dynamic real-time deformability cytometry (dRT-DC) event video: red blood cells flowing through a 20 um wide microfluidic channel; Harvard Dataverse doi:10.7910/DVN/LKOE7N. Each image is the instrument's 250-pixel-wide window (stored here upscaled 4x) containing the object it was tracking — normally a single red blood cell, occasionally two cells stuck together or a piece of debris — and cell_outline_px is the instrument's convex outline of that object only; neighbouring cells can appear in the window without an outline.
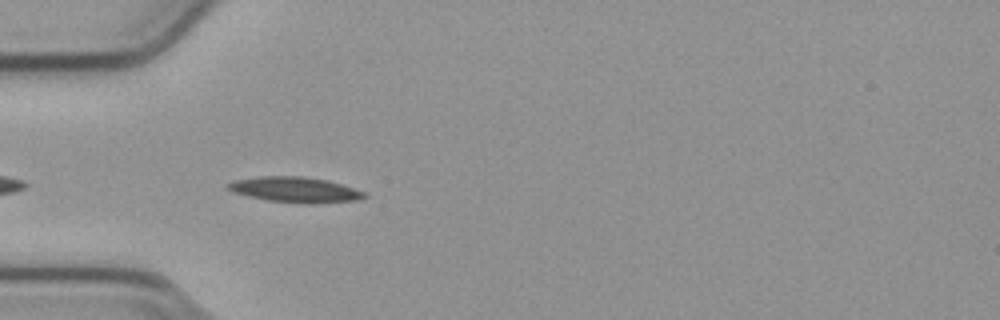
{"species": "common noctule bat (a hibernating species)", "species_latin": "Nyctalus noctula", "temperature_condition": "cold", "stored_images_in_passage": 12, "camera_frame_rate_fps": 3000, "um_per_image_px": 0.085, "animal": {"sex": "male", "body_mass_g": 23.1, "forearm_length_mm": 52.7}, "frame": {"image": 1, "passage_image": 3, "time_ms": 0.667, "image_size_px": [1000, 320], "cell_outline_px": [[368, 196], [356, 200], [308, 204], [304, 204], [268, 200], [248, 196], [232, 192], [224, 184], [236, 180], [260, 176], [304, 176], [328, 180], [364, 192]], "centroid_in_image_um": [25.05, 16.12], "position_along_channel_um": 59.9, "area_um2": 20.11}}
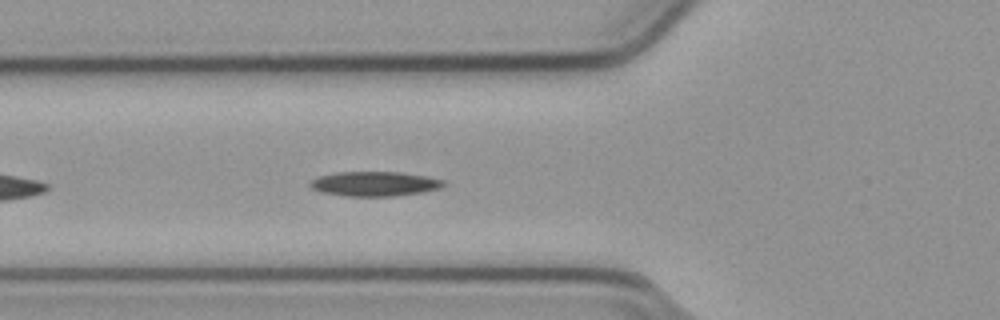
{"frame": {"image": 2, "passage_image": 6, "time_ms": 1.667, "image_size_px": [1000, 320], "cell_outline_px": [[444, 184], [440, 188], [424, 192], [396, 196], [348, 196], [320, 192], [312, 188], [308, 184], [312, 180], [320, 176], [336, 172], [400, 172], [428, 176], [444, 180]], "centroid_in_image_um": [31.86, 15.62], "position_along_channel_um": 93.9, "area_um2": 19.19}}
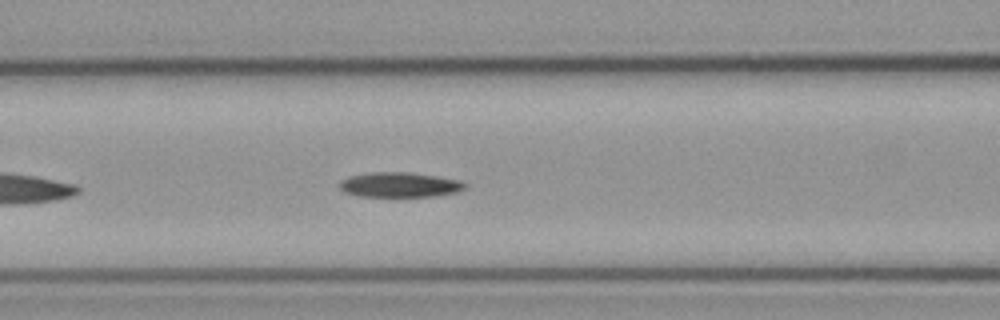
{"frame": {"image": 3, "passage_image": 9, "time_ms": 2.667, "image_size_px": [1000, 320], "cell_outline_px": [[468, 188], [456, 192], [432, 196], [360, 196], [344, 192], [340, 188], [340, 180], [348, 176], [372, 172], [408, 172], [436, 176], [460, 180], [468, 184]], "centroid_in_image_um": [33.99, 15.7], "position_along_channel_um": 132.6, "area_um2": 18.21}}